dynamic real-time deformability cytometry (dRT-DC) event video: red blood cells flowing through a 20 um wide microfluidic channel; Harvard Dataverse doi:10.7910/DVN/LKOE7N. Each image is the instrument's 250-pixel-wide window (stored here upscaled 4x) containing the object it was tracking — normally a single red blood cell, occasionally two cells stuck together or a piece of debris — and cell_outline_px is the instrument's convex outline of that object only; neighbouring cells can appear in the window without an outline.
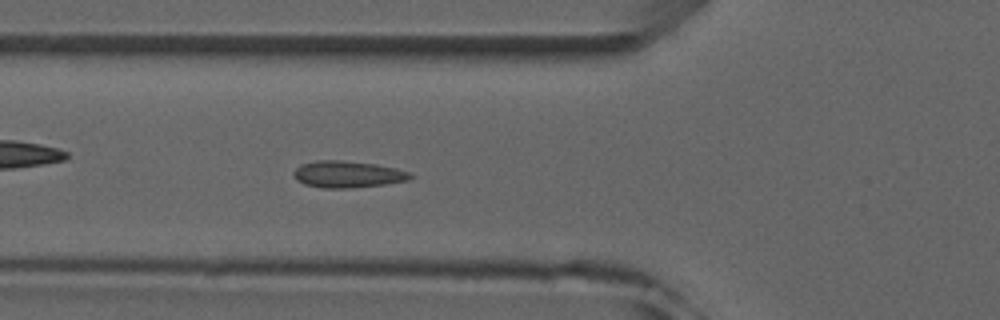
{"species": "common noctule bat (a hibernating species)", "species_latin": "Nyctalus noctula", "temperature_condition": "room temperature", "stored_images_in_passage": 5, "camera_frame_rate_fps": 3000, "um_per_image_px": 0.085, "animal": {"sex": "male", "forearm_length_mm": 52.5}, "frame": {"image": 1, "passage_image": 5, "time_ms": 4.667, "image_size_px": [1000, 320], "cell_outline_px": [[416, 176], [408, 180], [384, 184], [352, 188], [320, 188], [304, 184], [296, 180], [292, 172], [300, 164], [316, 160], [340, 160], [376, 164], [396, 168], [412, 172]], "centroid_in_image_um": [29.56, 14.81], "position_along_channel_um": 96.2, "area_um2": 18.44}}